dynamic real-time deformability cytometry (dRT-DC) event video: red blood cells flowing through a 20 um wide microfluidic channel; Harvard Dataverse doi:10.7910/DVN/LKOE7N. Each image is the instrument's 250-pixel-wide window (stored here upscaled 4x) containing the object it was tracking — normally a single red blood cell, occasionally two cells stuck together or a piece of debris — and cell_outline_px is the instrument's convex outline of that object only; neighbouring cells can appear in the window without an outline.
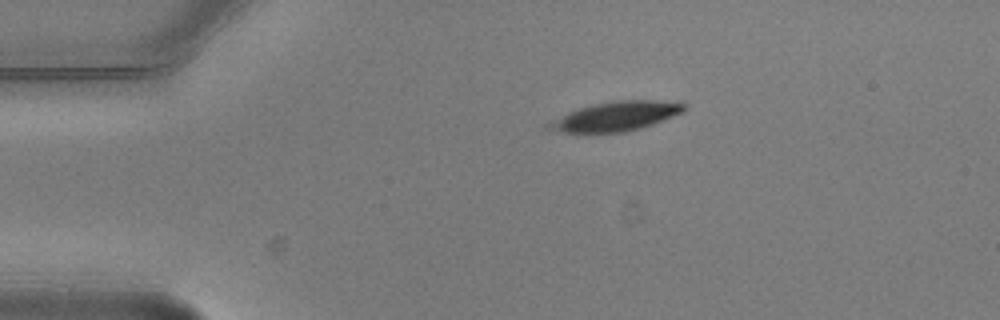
{"species": "common noctule bat (a hibernating species)", "species_latin": "Nyctalus noctula", "temperature_condition": "warm", "stored_images_in_passage": 4, "camera_frame_rate_fps": 3000, "um_per_image_px": 0.085, "animal": {"sex": "male", "body_mass_g": 20.5, "forearm_length_mm": 52.5}, "frame": {"image": 1, "passage_image": 3, "time_ms": 0.667, "image_size_px": [1000, 320], "cell_outline_px": [[688, 108], [684, 112], [652, 124], [640, 128], [624, 132], [564, 132], [544, 128], [544, 124], [568, 112], [592, 104], [616, 100], [656, 100], [688, 104]], "centroid_in_image_um": [52.36, 9.87], "position_along_channel_um": 32.6, "area_um2": 23.06}}